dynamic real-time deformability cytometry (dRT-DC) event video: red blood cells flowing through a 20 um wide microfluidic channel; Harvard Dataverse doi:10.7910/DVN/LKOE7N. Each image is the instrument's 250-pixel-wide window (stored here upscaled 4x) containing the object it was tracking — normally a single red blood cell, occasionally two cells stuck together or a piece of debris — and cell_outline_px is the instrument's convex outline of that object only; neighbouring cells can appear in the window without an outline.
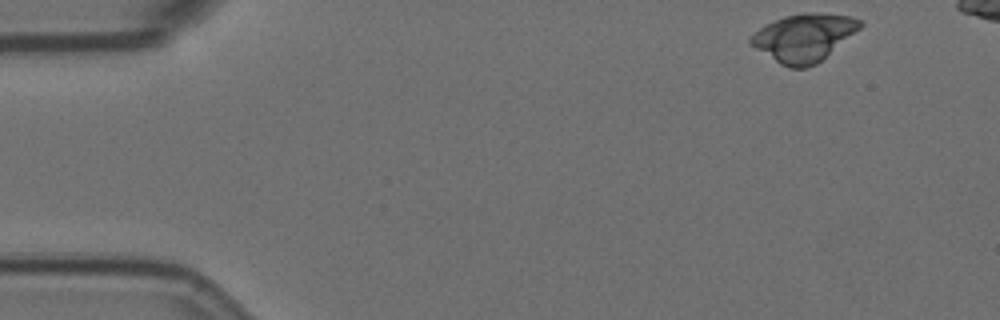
{"species": "Egyptian fruit bat (a non-hibernating species)", "species_latin": "Rousettus aegyptiacus", "temperature_condition": "room temperature", "stored_images_in_passage": 10, "camera_frame_rate_fps": 3000, "um_per_image_px": 0.085, "animal": {"sex": "female"}, "frame": {"image": 1, "passage_image": 1, "time_ms": 0.0, "image_size_px": [1000, 320], "cell_outline_px": [[864, 24], [860, 28], [816, 64], [808, 68], [788, 68], [780, 64], [756, 48], [748, 40], [760, 28], [784, 16], [804, 12], [820, 12], [852, 16], [860, 20]], "centroid_in_image_um": [68.36, 3.18], "position_along_channel_um": 16.6, "area_um2": 30.0}}
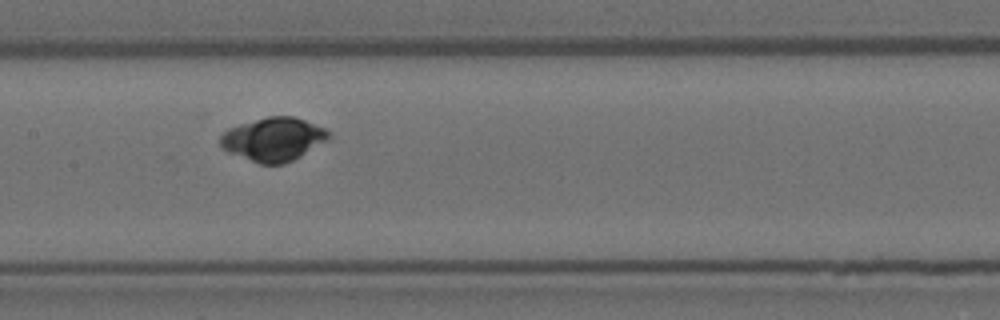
{"frame": {"image": 2, "passage_image": 7, "time_ms": 2.0, "image_size_px": [1000, 320], "cell_outline_px": [[332, 136], [300, 156], [284, 164], [260, 164], [228, 152], [220, 144], [220, 132], [228, 128], [240, 124], [268, 116], [292, 116], [304, 120], [324, 128], [332, 132]], "centroid_in_image_um": [23.21, 11.83], "position_along_channel_um": 184.2, "area_um2": 27.28}}
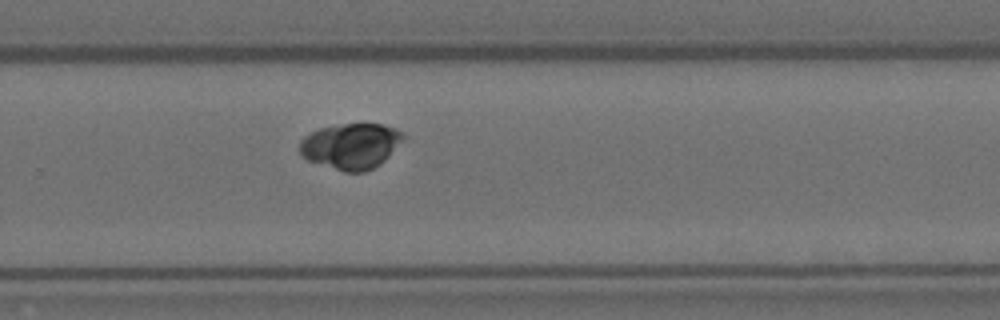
{"frame": {"image": 3, "passage_image": 10, "time_ms": 3.0, "image_size_px": [1000, 320], "cell_outline_px": [[404, 136], [388, 156], [380, 164], [364, 172], [344, 172], [308, 160], [300, 152], [300, 140], [304, 136], [320, 128], [344, 124], [384, 124], [396, 128], [404, 132]], "centroid_in_image_um": [29.82, 12.41], "position_along_channel_um": 300.0, "area_um2": 27.22}}